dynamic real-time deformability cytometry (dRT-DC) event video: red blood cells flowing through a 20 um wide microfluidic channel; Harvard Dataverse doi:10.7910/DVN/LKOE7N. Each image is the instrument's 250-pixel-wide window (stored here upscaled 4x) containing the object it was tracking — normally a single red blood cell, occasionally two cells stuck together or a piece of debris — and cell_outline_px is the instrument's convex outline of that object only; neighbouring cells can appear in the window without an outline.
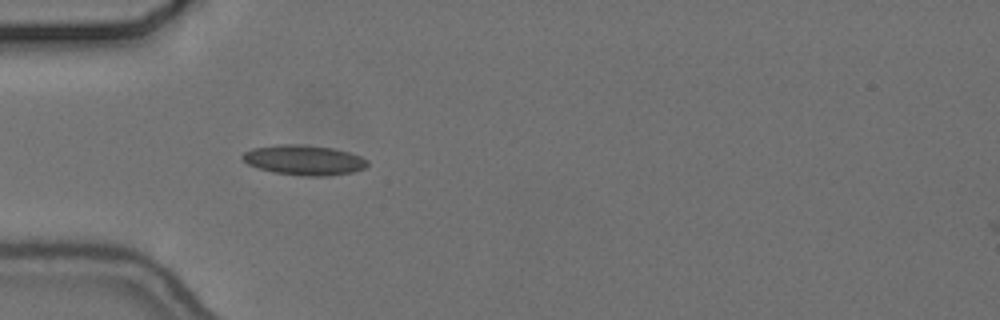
{"species": "common noctule bat (a hibernating species)", "species_latin": "Nyctalus noctula", "temperature_condition": "cold", "stored_images_in_passage": 2, "camera_frame_rate_fps": 3000, "um_per_image_px": 0.085, "animal": {"sex": "female", "body_mass_g": 24.6, "forearm_length_mm": 56.2}, "frame": {"image": 1, "passage_image": 1, "time_ms": 0.0, "image_size_px": [1000, 320], "cell_outline_px": [[368, 164], [364, 168], [352, 172], [328, 176], [304, 176], [272, 172], [248, 164], [240, 156], [244, 152], [252, 148], [276, 144], [300, 144], [332, 148], [348, 152], [360, 156], [368, 160]], "centroid_in_image_um": [25.82, 13.6], "position_along_channel_um": 59.2, "area_um2": 21.85}}